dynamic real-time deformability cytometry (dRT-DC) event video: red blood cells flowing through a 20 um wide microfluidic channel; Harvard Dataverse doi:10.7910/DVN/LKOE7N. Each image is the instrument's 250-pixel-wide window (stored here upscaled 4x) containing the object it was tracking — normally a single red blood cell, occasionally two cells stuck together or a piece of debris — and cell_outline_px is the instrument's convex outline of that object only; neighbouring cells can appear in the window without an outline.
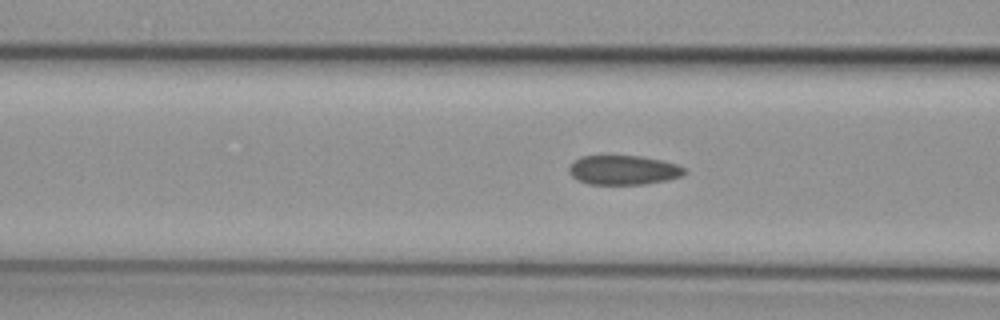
{"species": "common noctule bat (a hibernating species)", "species_latin": "Nyctalus noctula", "temperature_condition": "cold", "stored_images_in_passage": 29, "camera_frame_rate_fps": 3000, "um_per_image_px": 0.085, "animal": {"sex": "female", "body_mass_g": 29.2, "forearm_length_mm": 56.3}, "frame": {"image": 1, "passage_image": 21, "time_ms": 6.667, "image_size_px": [1000, 320], "cell_outline_px": [[688, 172], [680, 176], [668, 180], [644, 184], [588, 184], [576, 180], [568, 172], [568, 168], [580, 156], [640, 156], [660, 160], [676, 164], [684, 168]], "centroid_in_image_um": [52.98, 14.46], "position_along_channel_um": 113.6, "area_um2": 19.71}}